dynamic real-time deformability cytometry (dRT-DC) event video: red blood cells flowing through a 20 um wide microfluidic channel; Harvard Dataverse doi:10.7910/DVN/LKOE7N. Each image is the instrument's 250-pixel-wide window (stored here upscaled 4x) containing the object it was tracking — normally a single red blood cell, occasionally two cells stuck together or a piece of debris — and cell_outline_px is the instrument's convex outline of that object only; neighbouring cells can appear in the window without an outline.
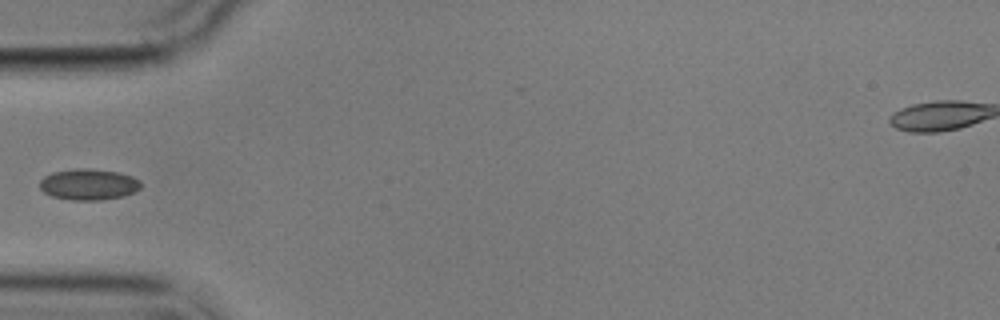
{"species": "common noctule bat (a hibernating species)", "species_latin": "Nyctalus noctula", "temperature_condition": "cold", "stored_images_in_passage": 15, "camera_frame_rate_fps": 3000, "um_per_image_px": 0.085, "animal": {"sex": "male", "body_mass_g": 17.9}, "frame": {"image": 1, "passage_image": 5, "time_ms": 5.667, "image_size_px": [1000, 320], "cell_outline_px": [[140, 188], [124, 196], [100, 200], [72, 200], [52, 196], [44, 192], [40, 188], [40, 180], [44, 176], [52, 172], [76, 168], [88, 168], [116, 172], [132, 176], [140, 180]], "centroid_in_image_um": [7.51, 15.67], "position_along_channel_um": 77.5, "area_um2": 18.26}}
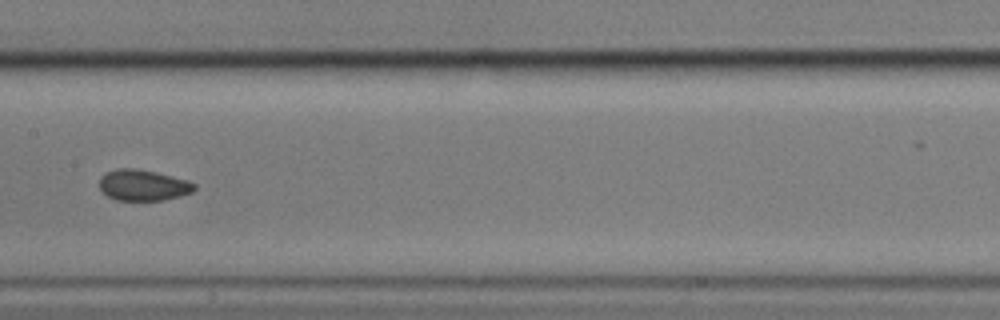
{"frame": {"image": 2, "passage_image": 8, "time_ms": 9.0, "image_size_px": [1000, 320], "cell_outline_px": [[196, 188], [192, 192], [180, 196], [164, 200], [116, 200], [108, 196], [100, 188], [100, 176], [108, 172], [120, 168], [132, 168], [156, 172], [188, 180], [196, 184]], "centroid_in_image_um": [12.19, 15.74], "position_along_channel_um": 195.2, "area_um2": 17.05}}
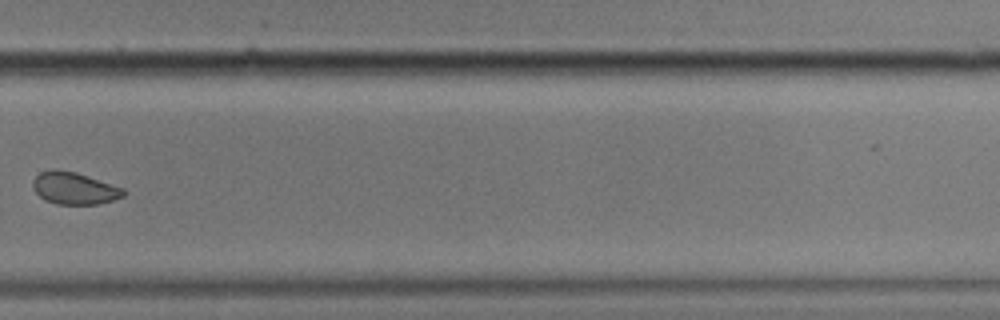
{"frame": {"image": 3, "passage_image": 11, "time_ms": 12.667, "image_size_px": [1000, 320], "cell_outline_px": [[124, 196], [112, 200], [96, 204], [56, 204], [44, 200], [32, 188], [32, 180], [40, 172], [56, 168], [76, 172], [124, 188]], "centroid_in_image_um": [6.28, 15.99], "position_along_channel_um": 323.5, "area_um2": 16.99}, "authors_computed_cell_mechanics": {"area_um2": 18.2648, "velocity_mm_per_s": 3.5179, "shape_relaxation_time_tau1_ms": null, "shape_relaxation_time_tau2_ms": 1.4323, "deformation_change_tau1": null, "deformation_change_tau2": 0.0533}}